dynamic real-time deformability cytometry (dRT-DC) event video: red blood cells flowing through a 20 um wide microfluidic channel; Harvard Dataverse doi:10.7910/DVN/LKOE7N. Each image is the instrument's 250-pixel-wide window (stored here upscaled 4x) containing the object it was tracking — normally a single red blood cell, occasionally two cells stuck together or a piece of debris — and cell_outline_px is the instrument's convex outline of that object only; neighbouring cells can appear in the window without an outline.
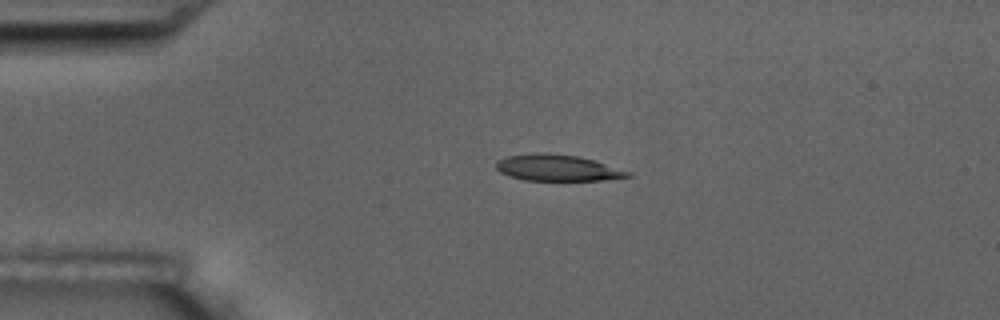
{"species": "common noctule bat (a hibernating species)", "species_latin": "Nyctalus noctula", "temperature_condition": "room temperature", "stored_images_in_passage": 4, "camera_frame_rate_fps": 3000, "um_per_image_px": 0.085, "animal": {"sex": "male", "body_mass_g": 17.5, "forearm_length_mm": 52.3}, "frame": {"image": 1, "passage_image": 3, "time_ms": 2.333, "image_size_px": [1000, 320], "cell_outline_px": [[632, 176], [600, 180], [524, 180], [508, 176], [500, 172], [496, 168], [496, 164], [500, 160], [508, 156], [536, 152], [544, 152], [576, 156], [592, 160], [632, 172]], "centroid_in_image_um": [47.36, 14.26], "position_along_channel_um": 37.6, "area_um2": 19.94}}